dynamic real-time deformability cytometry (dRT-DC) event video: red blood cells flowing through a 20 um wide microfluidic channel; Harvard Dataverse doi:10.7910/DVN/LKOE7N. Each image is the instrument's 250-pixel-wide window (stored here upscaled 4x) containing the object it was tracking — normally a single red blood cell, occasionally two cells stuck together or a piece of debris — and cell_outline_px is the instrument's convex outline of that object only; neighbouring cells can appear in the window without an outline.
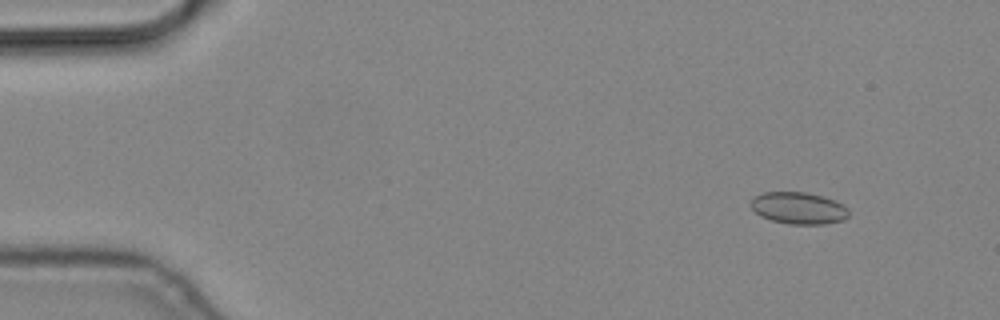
{"species": "common noctule bat (a hibernating species)", "species_latin": "Nyctalus noctula", "temperature_condition": "cold", "stored_images_in_passage": 5, "camera_frame_rate_fps": 3000, "um_per_image_px": 0.085, "animal": {"sex": "male", "body_mass_g": 19.2, "forearm_length_mm": 51.8}, "frame": {"image": 1, "passage_image": 2, "time_ms": 0.333, "image_size_px": [1000, 320], "cell_outline_px": [[848, 216], [844, 220], [824, 224], [788, 224], [772, 220], [760, 216], [752, 208], [752, 200], [756, 196], [764, 192], [804, 192], [820, 196], [832, 200], [848, 208]], "centroid_in_image_um": [67.88, 17.7], "position_along_channel_um": 17.1, "area_um2": 17.86}}
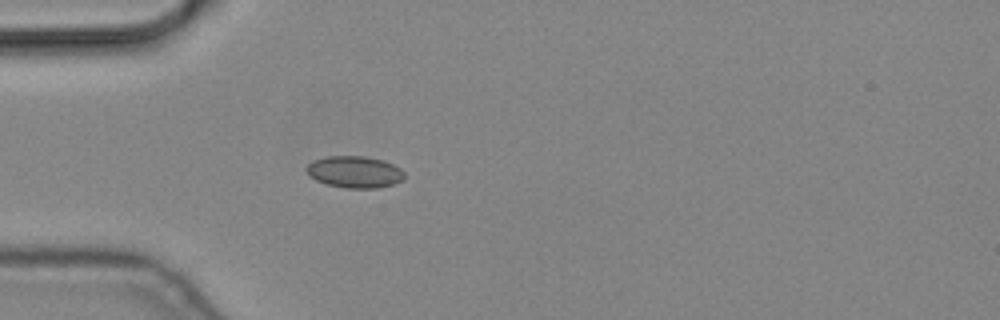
{"frame": {"image": 2, "passage_image": 5, "time_ms": 1.333, "image_size_px": [1000, 320], "cell_outline_px": [[404, 180], [392, 184], [376, 188], [344, 188], [328, 184], [316, 180], [304, 168], [312, 160], [328, 156], [364, 156], [384, 160], [400, 168], [404, 172]], "centroid_in_image_um": [30.15, 14.61], "position_along_channel_um": 54.8, "area_um2": 18.09}}